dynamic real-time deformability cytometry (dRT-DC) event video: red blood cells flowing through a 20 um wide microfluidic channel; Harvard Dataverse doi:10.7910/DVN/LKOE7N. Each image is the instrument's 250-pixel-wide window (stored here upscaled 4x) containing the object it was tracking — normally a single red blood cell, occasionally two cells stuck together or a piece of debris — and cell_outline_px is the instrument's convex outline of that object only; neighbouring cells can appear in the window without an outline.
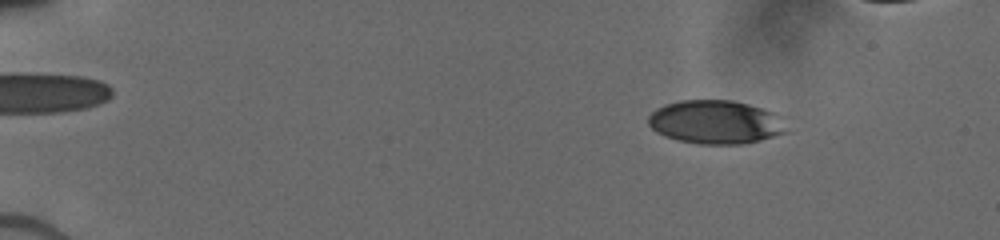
{"species": "human", "species_latin": "Homo sapiens", "temperature_condition": "cold", "stored_images_in_passage": 22, "camera_frame_rate_fps": 3000, "um_per_image_px": 0.085, "donor": {"sex": "male"}, "frame": {"image": 1, "passage_image": 12, "time_ms": 2.333, "image_size_px": [1000, 240], "cell_outline_px": [[788, 132], [760, 140], [740, 144], [700, 144], [680, 140], [656, 132], [648, 124], [648, 116], [656, 108], [664, 104], [680, 100], [732, 100], [748, 104], [772, 112]], "centroid_in_image_um": [60.75, 10.37], "position_along_channel_um": 24.2, "area_um2": 34.56}}
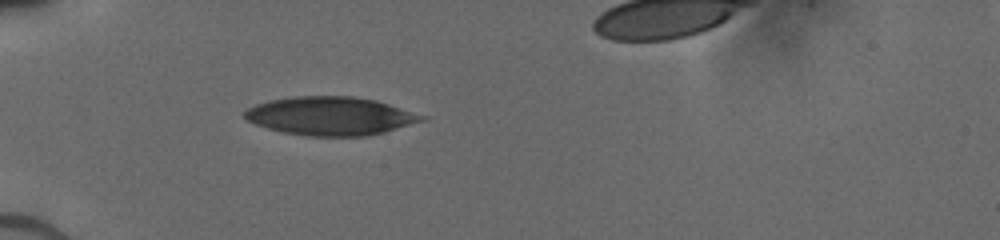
{"frame": {"image": 2, "passage_image": 20, "time_ms": 5.667, "image_size_px": [1000, 240], "cell_outline_px": [[428, 120], [384, 132], [364, 136], [308, 136], [284, 132], [268, 128], [256, 124], [248, 120], [244, 116], [244, 112], [248, 108], [256, 104], [268, 100], [292, 96], [352, 96], [376, 100], [428, 116]], "centroid_in_image_um": [28.13, 9.85], "position_along_channel_um": 56.9, "area_um2": 39.77}}
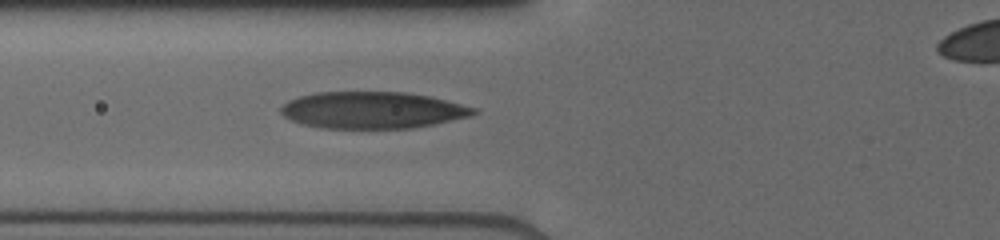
{"frame": {"image": 3, "passage_image": 22, "time_ms": 7.0, "image_size_px": [1000, 240], "cell_outline_px": [[480, 112], [472, 116], [412, 128], [320, 128], [300, 124], [284, 116], [280, 112], [280, 108], [288, 100], [300, 96], [320, 92], [404, 92], [428, 96], [476, 108]], "centroid_in_image_um": [31.64, 9.36], "position_along_channel_um": 94.2, "area_um2": 41.15}}